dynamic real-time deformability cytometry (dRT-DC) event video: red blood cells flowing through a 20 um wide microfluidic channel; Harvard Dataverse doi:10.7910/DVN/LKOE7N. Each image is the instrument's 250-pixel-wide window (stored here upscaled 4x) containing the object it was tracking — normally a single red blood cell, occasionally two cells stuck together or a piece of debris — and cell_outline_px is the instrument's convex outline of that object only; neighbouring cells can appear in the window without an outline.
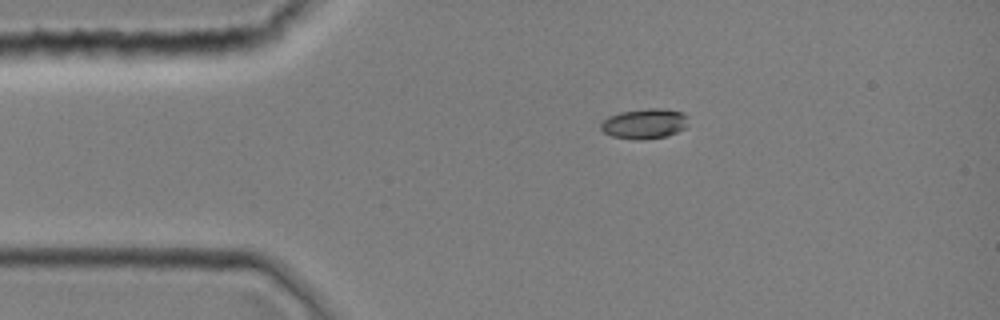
{"species": "common noctule bat (a hibernating species)", "species_latin": "Nyctalus noctula", "temperature_condition": "room temperature", "stored_images_in_passage": 1, "camera_frame_rate_fps": 3000, "um_per_image_px": 0.085, "animal": {"sex": "female", "body_mass_g": 19.0, "forearm_length_mm": 51.5}, "frame": {"image": 1, "passage_image": 1, "time_ms": 0.0, "image_size_px": [1000, 320], "cell_outline_px": [[688, 116], [684, 128], [668, 136], [640, 140], [612, 136], [604, 132], [600, 128], [600, 124], [608, 116], [620, 112], [648, 108], [664, 108], [684, 112]], "centroid_in_image_um": [54.79, 10.5], "position_along_channel_um": 30.2, "area_um2": 15.37}}